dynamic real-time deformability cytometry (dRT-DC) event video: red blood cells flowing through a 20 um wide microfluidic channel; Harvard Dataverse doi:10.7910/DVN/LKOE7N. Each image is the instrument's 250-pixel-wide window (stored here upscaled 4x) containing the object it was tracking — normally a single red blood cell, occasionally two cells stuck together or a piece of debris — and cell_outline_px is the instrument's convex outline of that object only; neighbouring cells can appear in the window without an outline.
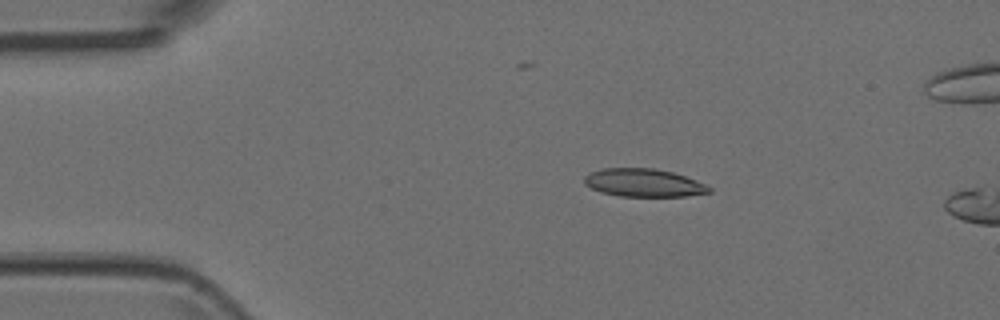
{"species": "Egyptian fruit bat (a non-hibernating species)", "species_latin": "Rousettus aegyptiacus", "temperature_condition": "room temperature", "stored_images_in_passage": 3, "camera_frame_rate_fps": 3000, "um_per_image_px": 0.085, "animal": {"sex": "female"}, "frame": {"image": 1, "passage_image": 2, "time_ms": 0.333, "image_size_px": [1000, 320], "cell_outline_px": [[712, 192], [684, 196], [620, 196], [600, 192], [584, 184], [584, 176], [600, 168], [652, 168], [672, 172], [696, 180], [712, 188]], "centroid_in_image_um": [54.69, 15.53], "position_along_channel_um": 30.3, "area_um2": 20.29}}